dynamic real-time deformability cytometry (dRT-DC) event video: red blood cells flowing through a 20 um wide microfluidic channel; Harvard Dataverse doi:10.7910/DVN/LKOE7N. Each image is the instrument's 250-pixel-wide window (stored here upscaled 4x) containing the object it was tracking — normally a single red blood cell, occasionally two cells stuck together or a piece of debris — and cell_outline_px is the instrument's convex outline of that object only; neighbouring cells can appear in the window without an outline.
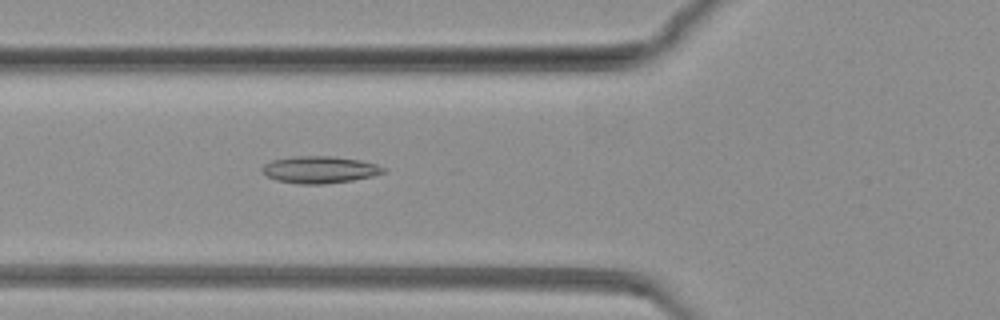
{"species": "common noctule bat (a hibernating species)", "species_latin": "Nyctalus noctula", "temperature_condition": "warm", "stored_images_in_passage": 81, "camera_frame_rate_fps": 3000, "um_per_image_px": 0.085, "animal": {"sex": "female", "body_mass_g": 19.3, "forearm_length_mm": 54.1}, "frame": {"image": 1, "passage_image": 30, "time_ms": 9.667, "image_size_px": [1000, 320], "cell_outline_px": [[384, 172], [372, 176], [352, 180], [324, 184], [300, 184], [276, 180], [268, 176], [260, 168], [264, 164], [272, 160], [292, 156], [332, 156], [360, 160], [376, 164], [384, 168]], "centroid_in_image_um": [27.14, 14.41], "position_along_channel_um": 98.7, "area_um2": 18.96}}
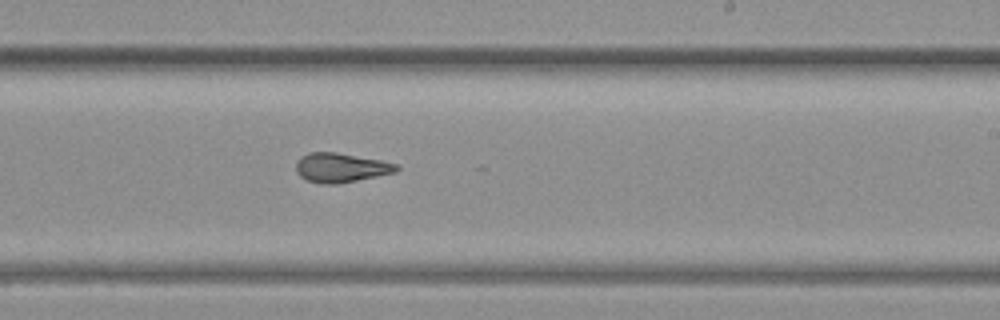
{"frame": {"image": 2, "passage_image": 49, "time_ms": 16.0, "image_size_px": [1000, 320], "cell_outline_px": [[400, 168], [396, 172], [336, 184], [320, 184], [308, 180], [300, 176], [296, 172], [296, 160], [300, 156], [308, 152], [336, 152], [380, 160], [396, 164]], "centroid_in_image_um": [28.92, 14.24], "position_along_channel_um": 260.1, "area_um2": 17.11}}
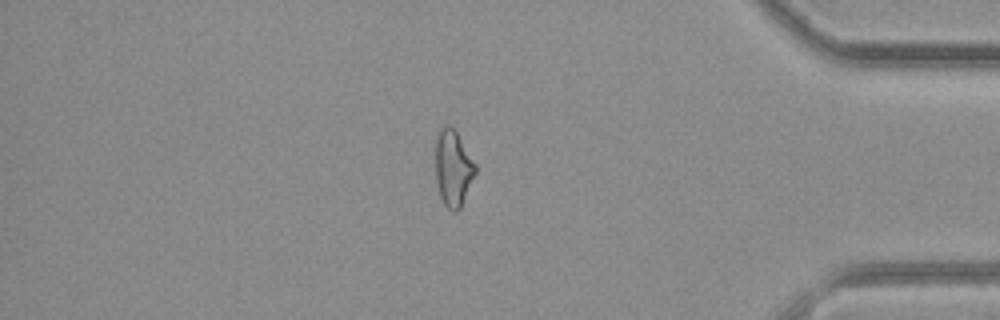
{"frame": {"image": 3, "passage_image": 69, "time_ms": 22.667, "image_size_px": [1000, 320], "cell_outline_px": [[476, 172], [460, 208], [456, 212], [452, 212], [444, 204], [440, 196], [436, 180], [436, 136], [440, 128], [444, 124], [448, 124], [456, 132], [476, 164]], "centroid_in_image_um": [38.5, 14.29], "position_along_channel_um": 396.7, "area_um2": 17.57}}